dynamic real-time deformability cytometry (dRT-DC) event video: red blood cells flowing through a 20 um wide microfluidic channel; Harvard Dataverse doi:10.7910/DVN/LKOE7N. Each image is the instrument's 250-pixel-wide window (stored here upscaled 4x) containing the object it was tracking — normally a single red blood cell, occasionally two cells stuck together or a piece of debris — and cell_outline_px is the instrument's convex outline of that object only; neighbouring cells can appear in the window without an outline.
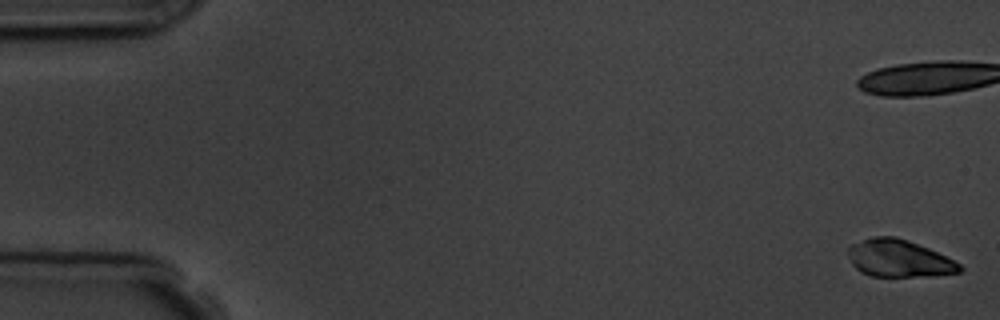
{"species": "common noctule bat (a hibernating species)", "species_latin": "Nyctalus noctula", "temperature_condition": "room temperature", "stored_images_in_passage": 6, "camera_frame_rate_fps": 3000, "um_per_image_px": 0.085, "animal": {"sex": "male", "body_mass_g": 19.5, "forearm_length_mm": 54.6}, "frame": {"image": 1, "passage_image": 1, "time_ms": 0.0, "image_size_px": [1000, 320], "cell_outline_px": [[964, 268], [960, 272], [928, 276], [868, 276], [860, 272], [852, 264], [848, 252], [848, 248], [852, 244], [872, 236], [896, 236], [908, 240], [928, 248], [960, 264]], "centroid_in_image_um": [76.38, 21.96], "position_along_channel_um": 8.6, "area_um2": 24.1}}